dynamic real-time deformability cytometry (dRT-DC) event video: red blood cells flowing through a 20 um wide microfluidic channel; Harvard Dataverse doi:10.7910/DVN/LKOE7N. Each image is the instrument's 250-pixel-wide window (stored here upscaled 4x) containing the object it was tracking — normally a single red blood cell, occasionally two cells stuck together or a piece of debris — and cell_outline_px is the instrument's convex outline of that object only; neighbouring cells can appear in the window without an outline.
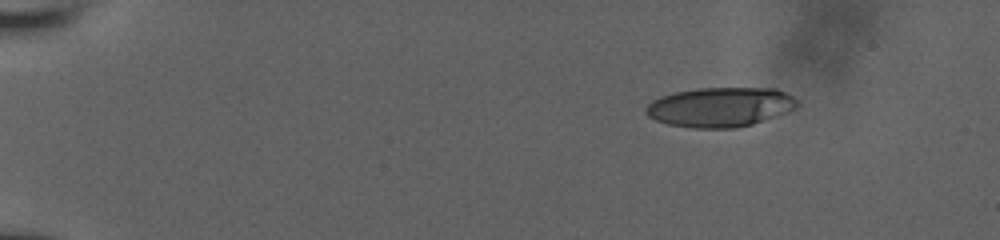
{"species": "human", "species_latin": "Homo sapiens", "temperature_condition": "room temperature", "stored_images_in_passage": 29, "camera_frame_rate_fps": 3000, "um_per_image_px": 0.085, "donor": {"sex": "male"}, "frame": {"image": 1, "passage_image": 1, "time_ms": 0.0, "image_size_px": [1000, 240], "cell_outline_px": [[796, 108], [752, 124], [736, 128], [692, 128], [668, 124], [656, 120], [648, 116], [644, 112], [644, 108], [652, 100], [660, 96], [676, 92], [700, 88], [776, 88], [792, 96], [796, 100]], "centroid_in_image_um": [61.16, 9.1], "position_along_channel_um": 23.8, "area_um2": 34.74}}
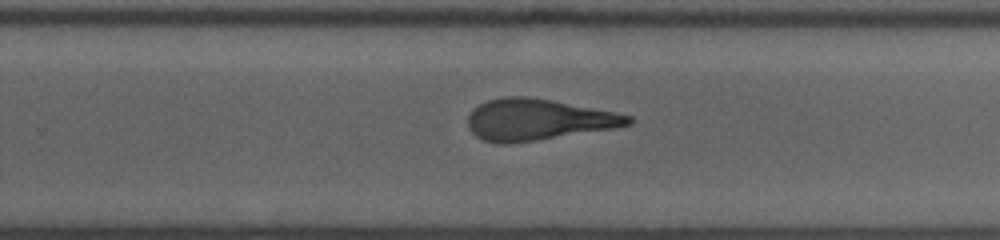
{"frame": {"image": 2, "passage_image": 16, "time_ms": 10.0, "image_size_px": [1000, 240], "cell_outline_px": [[632, 124], [616, 128], [504, 144], [500, 144], [484, 140], [476, 136], [468, 128], [468, 116], [472, 108], [488, 100], [508, 96], [524, 96], [552, 100], [616, 112], [632, 116]], "centroid_in_image_um": [45.71, 10.16], "position_along_channel_um": 284.1, "area_um2": 38.26}}
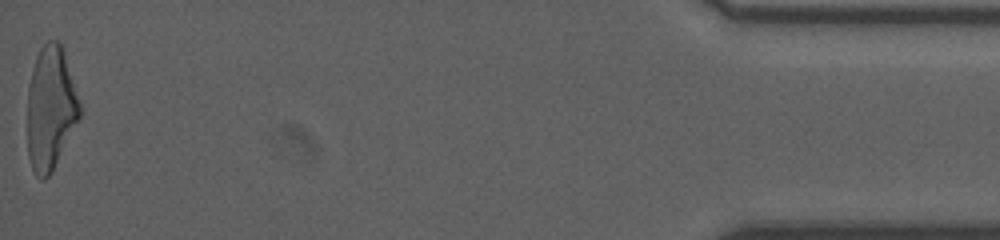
{"frame": {"image": 3, "passage_image": 29, "time_ms": 16.0, "image_size_px": [1000, 240], "cell_outline_px": [[80, 116], [52, 172], [44, 180], [40, 180], [36, 176], [32, 168], [28, 156], [28, 84], [32, 68], [36, 56], [40, 48], [48, 40], [60, 40], [64, 52], [80, 104]], "centroid_in_image_um": [4.28, 9.2], "position_along_channel_um": 430.9, "area_um2": 37.45}, "authors_computed_cell_mechanics": {"area_um2": 38.2636, "velocity_mm_per_s": 3.8583, "shape_relaxation_time_tau1_ms": 8.9982, "shape_relaxation_time_tau2_ms": 2.2828, "deformation_change_tau1": 0.31, "deformation_change_tau2": 0.1399}}